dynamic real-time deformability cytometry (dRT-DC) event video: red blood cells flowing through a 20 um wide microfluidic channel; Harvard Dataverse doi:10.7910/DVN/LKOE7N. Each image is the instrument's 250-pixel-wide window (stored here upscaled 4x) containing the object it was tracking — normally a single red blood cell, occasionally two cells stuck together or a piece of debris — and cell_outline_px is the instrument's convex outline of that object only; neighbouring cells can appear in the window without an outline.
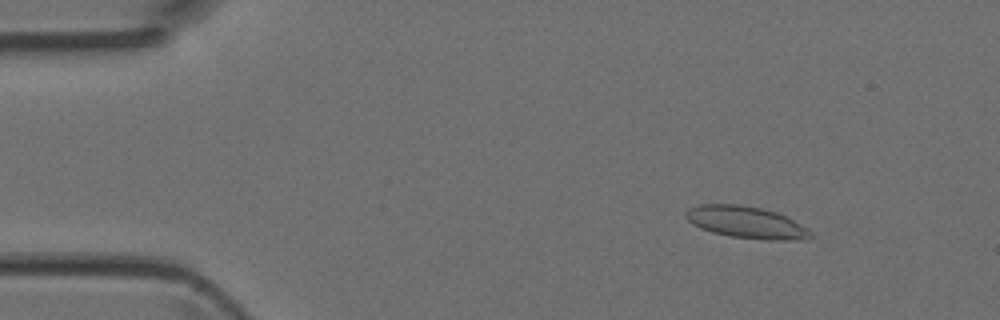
{"species": "Egyptian fruit bat (a non-hibernating species)", "species_latin": "Rousettus aegyptiacus", "temperature_condition": "room temperature", "stored_images_in_passage": 4, "segment_of_instrument_passage": [1, 2], "camera_frame_rate_fps": 3000, "um_per_image_px": 0.085, "animal": {"sex": "female"}, "frame": {"image": 1, "passage_image": 1, "time_ms": 0.0, "image_size_px": [1000, 320], "cell_outline_px": [[812, 236], [808, 240], [764, 240], [732, 236], [712, 232], [700, 228], [692, 224], [684, 216], [684, 212], [688, 208], [700, 204], [740, 204], [760, 208], [776, 212], [808, 228], [812, 232]], "centroid_in_image_um": [63.42, 18.9], "position_along_channel_um": 21.6, "area_um2": 23.29}}